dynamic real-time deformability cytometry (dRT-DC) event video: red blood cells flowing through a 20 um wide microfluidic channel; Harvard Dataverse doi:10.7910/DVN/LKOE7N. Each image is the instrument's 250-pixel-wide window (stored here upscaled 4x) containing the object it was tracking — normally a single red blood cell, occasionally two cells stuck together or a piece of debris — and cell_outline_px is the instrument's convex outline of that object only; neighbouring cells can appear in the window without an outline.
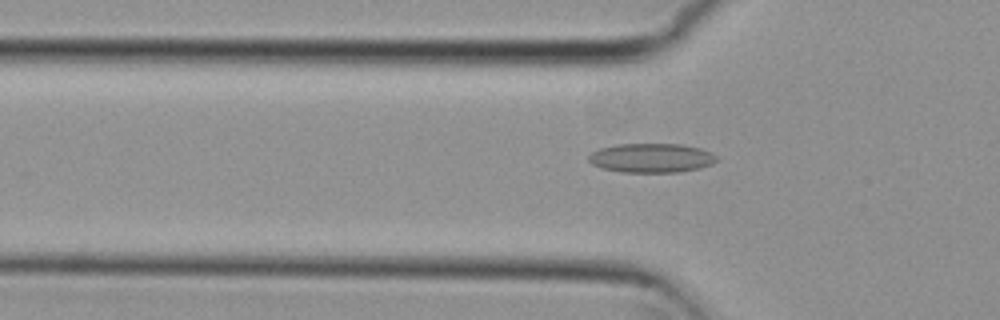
{"species": "common noctule bat (a hibernating species)", "species_latin": "Nyctalus noctula", "temperature_condition": "cold", "stored_images_in_passage": 7, "segment_of_instrument_passage": [2, 2], "camera_frame_rate_fps": 3000, "um_per_image_px": 0.085, "animal": {"sex": "female", "body_mass_g": 29.2, "forearm_length_mm": 56.3}, "frame": {"image": 1, "passage_image": 7, "time_ms": 2.0, "image_size_px": [1000, 320], "cell_outline_px": [[720, 160], [712, 164], [700, 168], [676, 172], [624, 172], [600, 168], [592, 164], [588, 160], [588, 156], [592, 152], [600, 148], [616, 144], [680, 144], [700, 148], [712, 152]], "centroid_in_image_um": [55.38, 13.42], "position_along_channel_um": 70.4, "area_um2": 21.91}}